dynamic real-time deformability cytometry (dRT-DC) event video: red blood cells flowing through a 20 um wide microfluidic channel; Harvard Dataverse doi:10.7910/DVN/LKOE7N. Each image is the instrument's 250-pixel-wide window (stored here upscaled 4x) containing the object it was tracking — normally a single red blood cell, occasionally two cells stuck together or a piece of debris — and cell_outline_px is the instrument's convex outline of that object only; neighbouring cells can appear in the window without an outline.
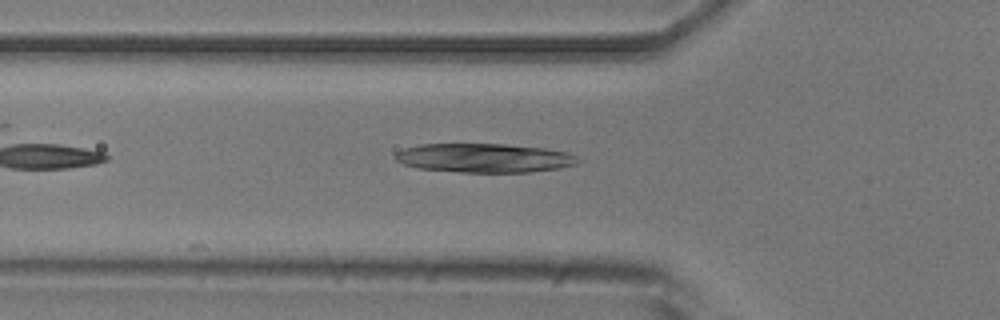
{"species": "common noctule bat (a hibernating species)", "species_latin": "Nyctalus noctula", "temperature_condition": "room temperature", "stored_images_in_passage": 6, "camera_frame_rate_fps": 3000, "um_per_image_px": 0.085, "animal": {"sex": "male", "body_mass_g": 20.5, "forearm_length_mm": 52.5}, "frame": {"image": 1, "passage_image": 6, "time_ms": 5.667, "image_size_px": [1000, 320], "cell_outline_px": [[584, 160], [576, 164], [556, 168], [528, 172], [460, 172], [416, 168], [404, 164], [396, 160], [392, 156], [396, 152], [404, 148], [420, 144], [504, 144], [544, 148], [568, 152]], "centroid_in_image_um": [41.14, 13.42], "position_along_channel_um": 84.7, "area_um2": 30.98}}